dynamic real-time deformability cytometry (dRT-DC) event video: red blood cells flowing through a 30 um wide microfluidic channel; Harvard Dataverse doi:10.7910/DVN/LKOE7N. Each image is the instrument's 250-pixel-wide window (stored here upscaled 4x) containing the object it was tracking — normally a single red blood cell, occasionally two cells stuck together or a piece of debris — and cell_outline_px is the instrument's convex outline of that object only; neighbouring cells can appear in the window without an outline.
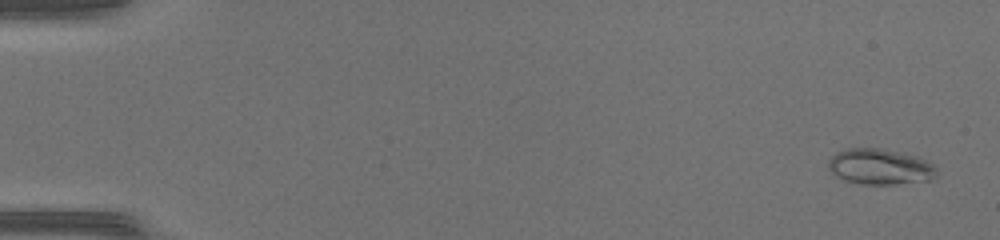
{"species": "common noctule bat (a hibernating species)", "species_latin": "Nyctalus noctula", "temperature_condition": "warm", "stored_images_in_passage": 49, "camera_frame_rate_fps": 3000, "um_per_image_px": 0.085, "animal": {"sex": "female", "body_mass_g": 17.0, "forearm_length_mm": 48.0}, "frame": {"image": 1, "passage_image": 2, "time_ms": 0.333, "image_size_px": [1000, 240], "cell_outline_px": [[936, 176], [932, 180], [896, 184], [860, 184], [844, 180], [836, 176], [828, 168], [828, 160], [836, 152], [848, 148], [884, 148], [904, 152], [928, 160], [936, 168]], "centroid_in_image_um": [74.81, 14.16], "position_along_channel_um": 10.2, "area_um2": 22.89}}
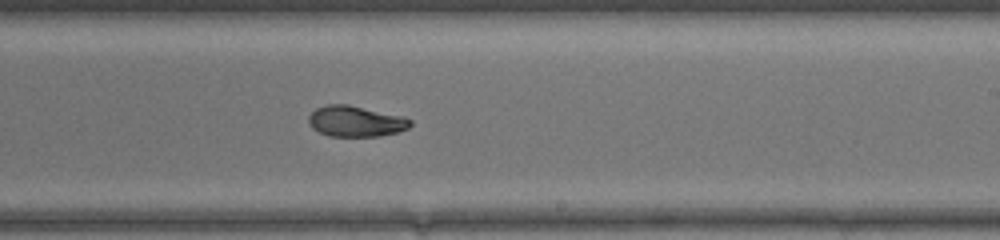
{"frame": {"image": 2, "passage_image": 31, "time_ms": 10.0, "image_size_px": [1000, 240], "cell_outline_px": [[412, 124], [408, 128], [400, 132], [380, 136], [328, 136], [312, 128], [308, 124], [308, 116], [316, 108], [328, 104], [348, 104], [400, 116], [412, 120]], "centroid_in_image_um": [30.21, 10.31], "position_along_channel_um": 258.8, "area_um2": 18.26}}
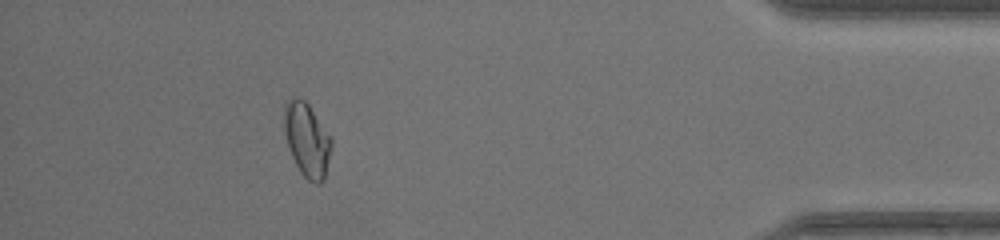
{"frame": {"image": 3, "passage_image": 45, "time_ms": 14.667, "image_size_px": [1000, 240], "cell_outline_px": [[332, 144], [324, 180], [320, 184], [316, 184], [308, 180], [300, 172], [288, 148], [284, 132], [284, 104], [292, 96], [300, 96], [308, 104], [332, 136]], "centroid_in_image_um": [26.09, 11.85], "position_along_channel_um": 409.1, "area_um2": 20.63}, "authors_computed_cell_mechanics": {"area_um2": 19.7676, "velocity_mm_per_s": 4.2715, "shape_relaxation_time_tau1_ms": null, "shape_relaxation_time_tau2_ms": 1.4997, "deformation_change_tau1": null, "deformation_change_tau2": 0.0519}}